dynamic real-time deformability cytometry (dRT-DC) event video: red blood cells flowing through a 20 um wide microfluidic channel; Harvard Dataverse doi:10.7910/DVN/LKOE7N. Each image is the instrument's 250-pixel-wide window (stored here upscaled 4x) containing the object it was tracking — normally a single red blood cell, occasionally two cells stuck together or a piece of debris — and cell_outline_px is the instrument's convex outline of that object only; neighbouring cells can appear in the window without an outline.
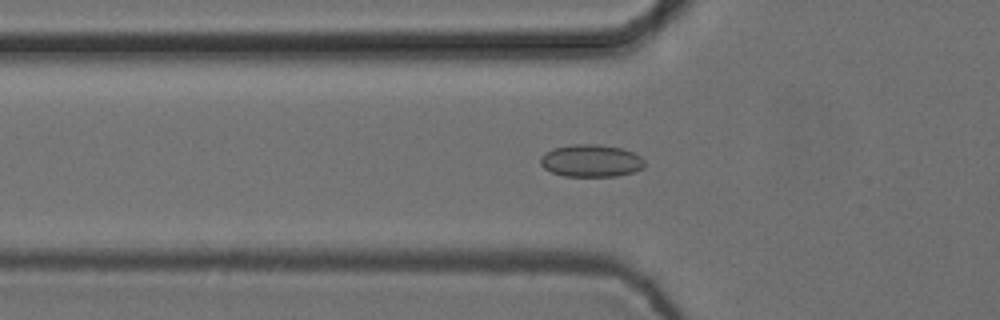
{"species": "common noctule bat (a hibernating species)", "species_latin": "Nyctalus noctula", "temperature_condition": "cold", "stored_images_in_passage": 53, "camera_frame_rate_fps": 3000, "um_per_image_px": 0.085, "animal": {"sex": "female", "body_mass_g": 24.6, "forearm_length_mm": 56.2}, "frame": {"image": 1, "passage_image": 17, "time_ms": 5.333, "image_size_px": [1000, 320], "cell_outline_px": [[644, 168], [632, 172], [616, 176], [564, 176], [552, 172], [544, 168], [540, 164], [540, 156], [544, 152], [552, 148], [572, 144], [596, 144], [620, 148], [632, 152], [640, 156], [644, 160]], "centroid_in_image_um": [50.2, 13.66], "position_along_channel_um": 75.6, "area_um2": 19.71}}
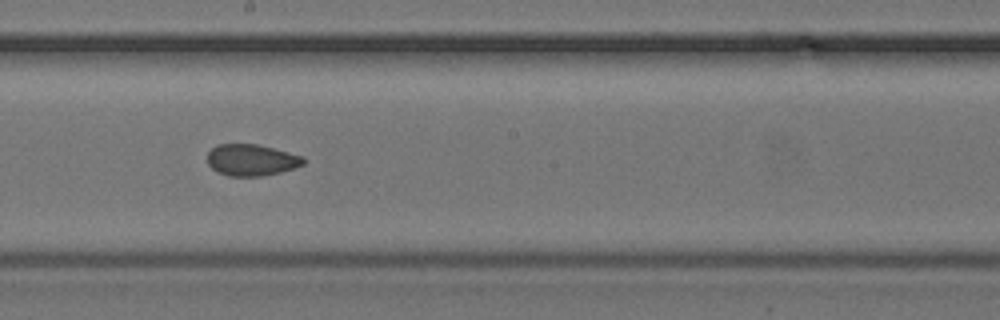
{"frame": {"image": 2, "passage_image": 29, "time_ms": 9.333, "image_size_px": [1000, 320], "cell_outline_px": [[304, 164], [280, 172], [260, 176], [228, 176], [216, 172], [208, 164], [208, 152], [216, 144], [256, 144], [304, 156]], "centroid_in_image_um": [21.34, 13.6], "position_along_channel_um": 226.9, "area_um2": 17.57}}
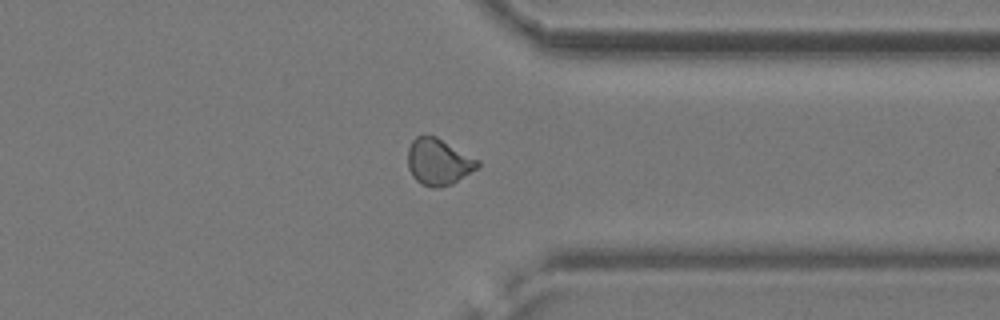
{"frame": {"image": 3, "passage_image": 41, "time_ms": 13.333, "image_size_px": [1000, 320], "cell_outline_px": [[480, 164], [476, 168], [452, 184], [440, 188], [432, 188], [420, 184], [412, 176], [408, 168], [408, 148], [412, 140], [416, 136], [436, 136], [480, 160]], "centroid_in_image_um": [37.25, 13.77], "position_along_channel_um": 374.1, "area_um2": 18.96}, "authors_computed_cell_mechanics": {"area_um2": 18.5538, "velocity_mm_per_s": 3.7522, "shape_relaxation_time_tau1_ms": null, "shape_relaxation_time_tau2_ms": 1.9976, "deformation_change_tau1": null, "deformation_change_tau2": 0.0662}}